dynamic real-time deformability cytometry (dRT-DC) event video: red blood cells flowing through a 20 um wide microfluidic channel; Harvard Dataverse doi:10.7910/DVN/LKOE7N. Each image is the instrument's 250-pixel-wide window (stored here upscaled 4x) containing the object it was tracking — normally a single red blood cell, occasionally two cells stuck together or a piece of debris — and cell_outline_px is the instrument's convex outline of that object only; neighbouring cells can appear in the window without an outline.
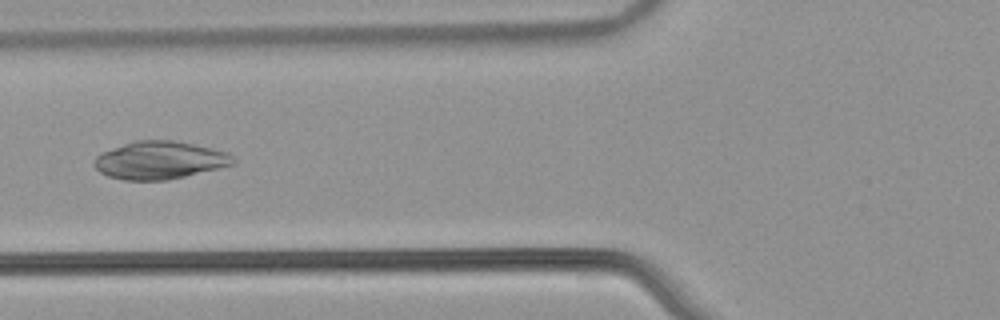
{"species": "common noctule bat (a hibernating species)", "species_latin": "Nyctalus noctula", "temperature_condition": "warm", "stored_images_in_passage": 51, "camera_frame_rate_fps": 3000, "um_per_image_px": 0.085, "animal": {"sex": "male", "body_mass_g": 21.5, "forearm_length_mm": 52.0}, "frame": {"image": 1, "passage_image": 19, "time_ms": 6.0, "image_size_px": [1000, 320], "cell_outline_px": [[236, 164], [168, 180], [124, 180], [108, 176], [100, 172], [92, 164], [96, 156], [104, 152], [124, 144], [136, 140], [172, 140], [212, 148], [228, 152], [236, 160]], "centroid_in_image_um": [13.59, 13.62], "position_along_channel_um": 112.2, "area_um2": 30.46}}
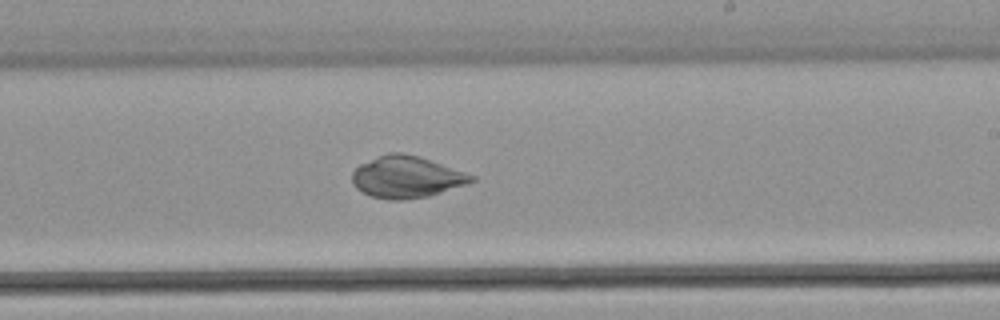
{"frame": {"image": 2, "passage_image": 30, "time_ms": 9.667, "image_size_px": [1000, 320], "cell_outline_px": [[476, 180], [428, 196], [400, 200], [388, 200], [368, 196], [356, 188], [352, 184], [352, 172], [360, 164], [376, 156], [388, 152], [404, 152], [420, 156], [476, 176]], "centroid_in_image_um": [34.5, 15.03], "position_along_channel_um": 254.5, "area_um2": 29.13}}
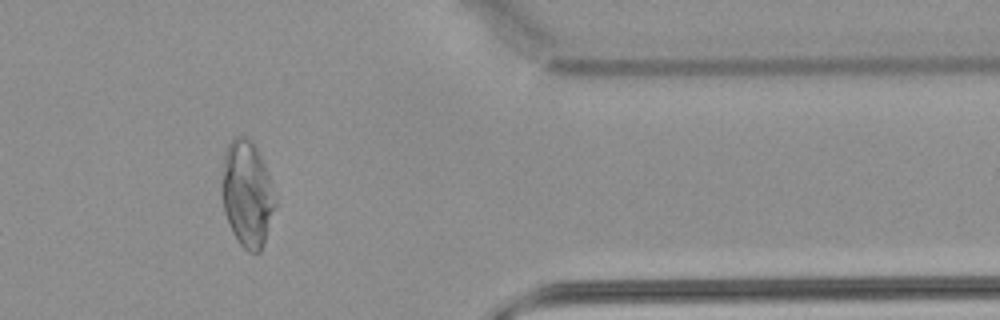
{"frame": {"image": 3, "passage_image": 42, "time_ms": 13.667, "image_size_px": [1000, 320], "cell_outline_px": [[276, 204], [264, 244], [260, 252], [248, 252], [240, 244], [232, 232], [224, 212], [220, 192], [220, 188], [224, 152], [232, 136], [244, 136], [252, 140], [264, 164], [276, 200]], "centroid_in_image_um": [20.96, 16.46], "position_along_channel_um": 390.4, "area_um2": 33.23}}